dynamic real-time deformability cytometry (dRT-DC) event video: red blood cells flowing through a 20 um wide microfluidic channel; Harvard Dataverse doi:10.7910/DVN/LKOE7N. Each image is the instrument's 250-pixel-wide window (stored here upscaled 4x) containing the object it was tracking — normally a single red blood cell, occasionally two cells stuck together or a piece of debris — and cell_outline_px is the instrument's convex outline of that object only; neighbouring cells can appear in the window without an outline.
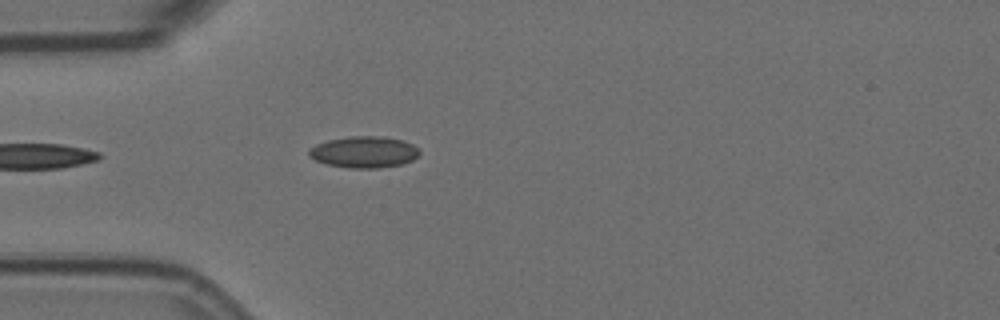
{"species": "Egyptian fruit bat (a non-hibernating species)", "species_latin": "Rousettus aegyptiacus", "temperature_condition": "room temperature", "stored_images_in_passage": 5, "camera_frame_rate_fps": 3000, "um_per_image_px": 0.085, "animal": {"sex": "female"}, "frame": {"image": 1, "passage_image": 5, "time_ms": 1.333, "image_size_px": [1000, 320], "cell_outline_px": [[420, 152], [412, 160], [400, 164], [380, 168], [348, 168], [328, 164], [316, 160], [308, 156], [308, 148], [316, 144], [328, 140], [352, 136], [384, 136], [400, 140], [412, 144], [420, 148]], "centroid_in_image_um": [30.93, 12.92], "position_along_channel_um": 54.1, "area_um2": 20.23}}